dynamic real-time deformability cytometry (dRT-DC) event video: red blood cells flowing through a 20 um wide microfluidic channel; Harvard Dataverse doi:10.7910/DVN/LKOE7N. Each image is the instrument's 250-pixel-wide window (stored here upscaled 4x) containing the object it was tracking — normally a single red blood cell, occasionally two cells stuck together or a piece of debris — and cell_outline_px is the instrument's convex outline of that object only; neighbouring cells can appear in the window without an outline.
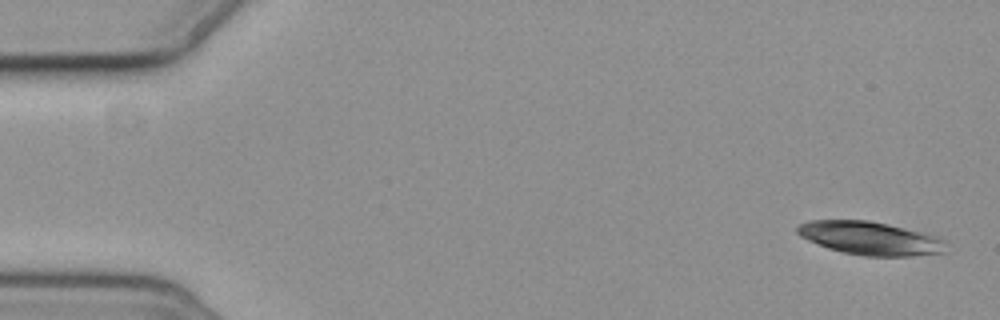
{"species": "common noctule bat (a hibernating species)", "species_latin": "Nyctalus noctula", "temperature_condition": "cold", "stored_images_in_passage": 7, "camera_frame_rate_fps": 3000, "um_per_image_px": 0.085, "animal": {"sex": "female", "body_mass_g": 19.3, "forearm_length_mm": 54.1}, "frame": {"image": 1, "passage_image": 1, "time_ms": 0.0, "image_size_px": [1000, 320], "cell_outline_px": [[948, 252], [912, 256], [864, 256], [844, 252], [828, 248], [808, 240], [800, 236], [796, 232], [796, 228], [800, 224], [808, 220], [868, 220], [888, 224], [904, 228], [932, 236], [944, 240]], "centroid_in_image_um": [73.94, 20.25], "position_along_channel_um": 11.1, "area_um2": 28.61}}
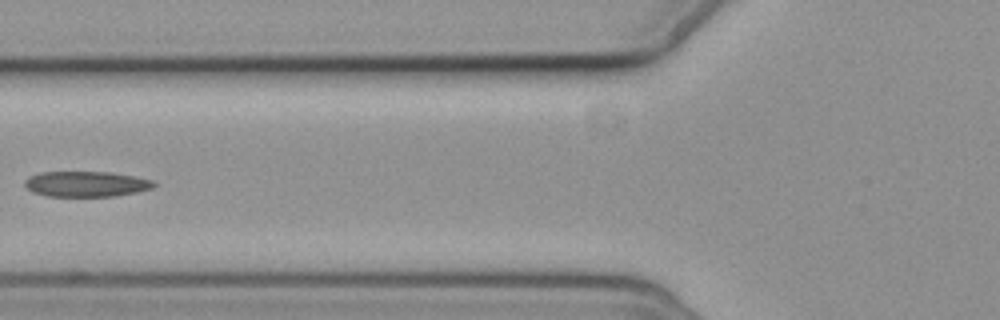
{"frame": {"image": 2, "passage_image": 6, "time_ms": 7.0, "image_size_px": [1000, 320], "cell_outline_px": [[156, 184], [152, 188], [136, 192], [116, 196], [48, 196], [32, 192], [24, 184], [24, 180], [28, 176], [40, 172], [112, 172], [152, 180]], "centroid_in_image_um": [7.29, 15.64], "position_along_channel_um": 118.5, "area_um2": 19.13}}
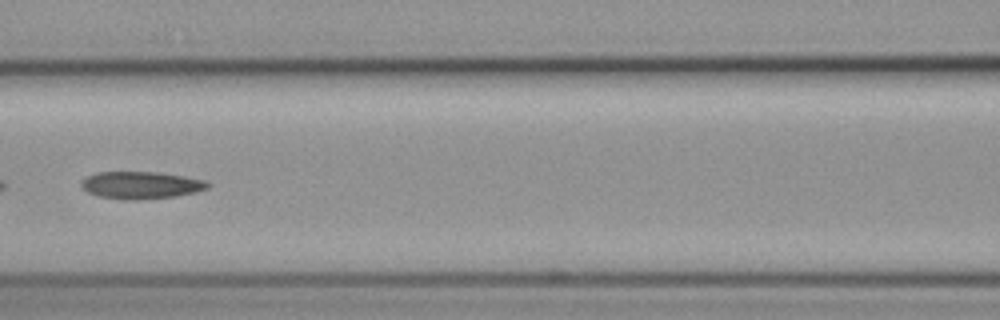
{"frame": {"image": 3, "passage_image": 7, "time_ms": 8.0, "image_size_px": [1000, 320], "cell_outline_px": [[208, 188], [196, 192], [176, 196], [136, 200], [124, 200], [100, 196], [88, 192], [80, 184], [88, 176], [96, 172], [156, 172], [184, 176], [204, 180], [208, 184]], "centroid_in_image_um": [11.99, 15.74], "position_along_channel_um": 154.6, "area_um2": 19.88}}